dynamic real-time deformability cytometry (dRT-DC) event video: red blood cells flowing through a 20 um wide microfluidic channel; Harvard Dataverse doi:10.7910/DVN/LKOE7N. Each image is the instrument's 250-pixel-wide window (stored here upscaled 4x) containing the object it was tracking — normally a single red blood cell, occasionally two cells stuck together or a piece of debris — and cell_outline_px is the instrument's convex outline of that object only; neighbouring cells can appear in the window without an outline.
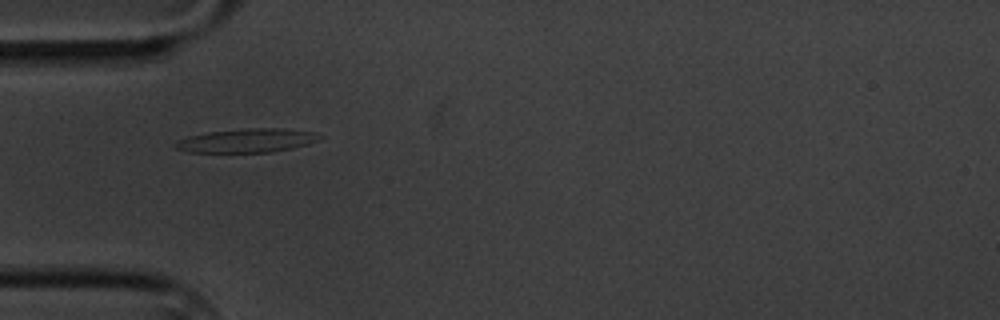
{"species": "common noctule bat (a hibernating species)", "species_latin": "Nyctalus noctula", "temperature_condition": "cold", "stored_images_in_passage": 3, "camera_frame_rate_fps": 3000, "um_per_image_px": 0.085, "animal": {"sex": "male", "body_mass_g": 20.1, "forearm_length_mm": 53.5}, "frame": {"image": 1, "passage_image": 2, "time_ms": 1.333, "image_size_px": [1000, 320], "cell_outline_px": [[324, 136], [308, 144], [292, 148], [272, 152], [188, 152], [176, 148], [176, 140], [188, 136], [208, 132], [248, 128], [284, 128], [316, 132]], "centroid_in_image_um": [21.02, 11.94], "position_along_channel_um": 64.0, "area_um2": 20.0}}
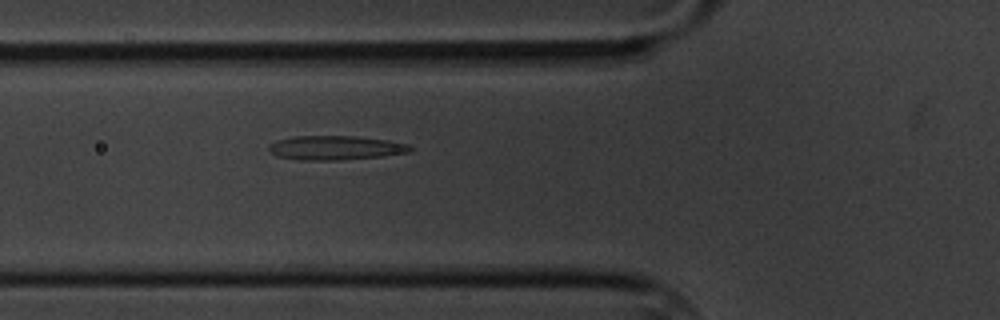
{"frame": {"image": 2, "passage_image": 3, "time_ms": 2.333, "image_size_px": [1000, 320], "cell_outline_px": [[412, 148], [408, 152], [380, 156], [340, 160], [300, 160], [276, 156], [268, 152], [268, 148], [276, 140], [292, 136], [356, 136], [388, 140], [408, 144]], "centroid_in_image_um": [28.46, 12.56], "position_along_channel_um": 97.3, "area_um2": 19.88}}